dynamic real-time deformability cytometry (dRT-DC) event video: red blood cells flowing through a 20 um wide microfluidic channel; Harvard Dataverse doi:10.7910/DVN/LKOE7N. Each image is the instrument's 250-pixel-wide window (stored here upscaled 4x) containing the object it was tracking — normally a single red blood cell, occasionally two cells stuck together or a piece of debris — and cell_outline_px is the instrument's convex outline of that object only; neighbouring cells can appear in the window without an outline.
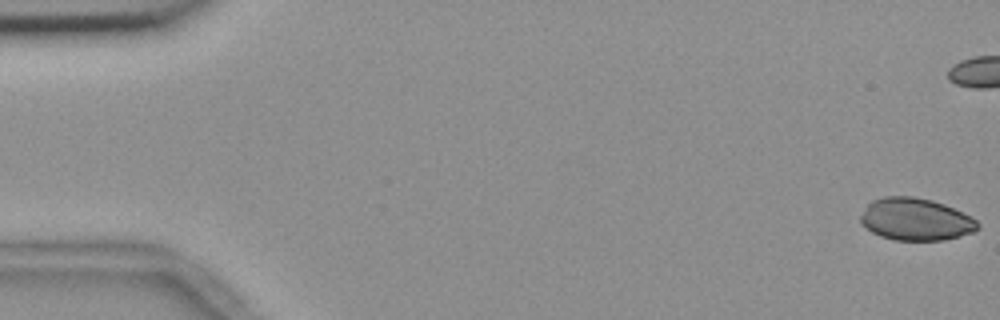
{"species": "common noctule bat (a hibernating species)", "species_latin": "Nyctalus noctula", "temperature_condition": "room temperature", "stored_images_in_passage": 44, "camera_frame_rate_fps": 3000, "um_per_image_px": 0.085, "animal": {"sex": "female", "body_mass_g": 18.4}, "frame": {"image": 1, "passage_image": 1, "time_ms": 0.0, "image_size_px": [1000, 320], "cell_outline_px": [[980, 228], [972, 232], [960, 236], [944, 240], [892, 240], [880, 236], [872, 232], [860, 224], [860, 216], [868, 204], [872, 200], [884, 196], [912, 196], [932, 200], [944, 204], [972, 216], [980, 224]], "centroid_in_image_um": [77.83, 18.64], "position_along_channel_um": 7.2, "area_um2": 29.07}}
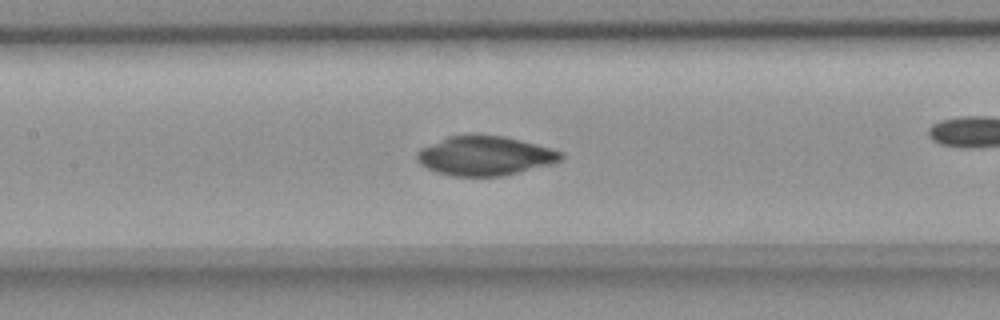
{"frame": {"image": 2, "passage_image": 26, "time_ms": 8.333, "image_size_px": [1000, 320], "cell_outline_px": [[564, 160], [552, 164], [504, 176], [452, 176], [436, 172], [420, 164], [416, 160], [416, 152], [420, 148], [448, 136], [504, 136], [520, 140], [548, 148], [560, 152], [564, 156]], "centroid_in_image_um": [41.2, 13.27], "position_along_channel_um": 166.2, "area_um2": 32.71}}
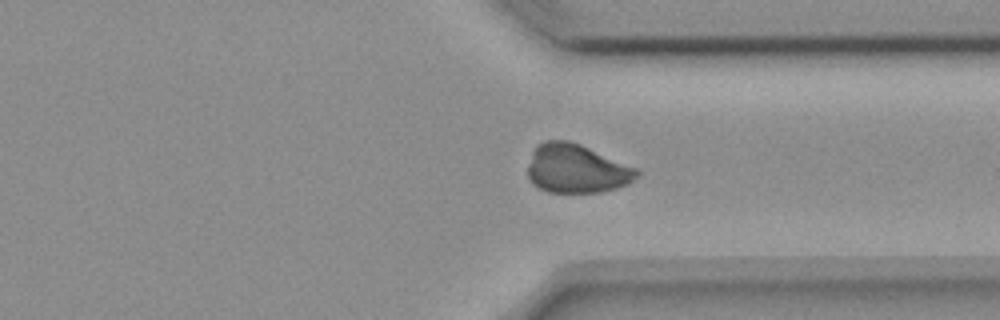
{"frame": {"image": 3, "passage_image": 42, "time_ms": 13.667, "image_size_px": [1000, 320], "cell_outline_px": [[640, 176], [628, 184], [616, 188], [600, 192], [548, 192], [532, 184], [528, 180], [528, 164], [532, 152], [536, 144], [544, 140], [568, 140], [580, 144], [640, 168]], "centroid_in_image_um": [49.03, 14.33], "position_along_channel_um": 362.4, "area_um2": 31.56}}